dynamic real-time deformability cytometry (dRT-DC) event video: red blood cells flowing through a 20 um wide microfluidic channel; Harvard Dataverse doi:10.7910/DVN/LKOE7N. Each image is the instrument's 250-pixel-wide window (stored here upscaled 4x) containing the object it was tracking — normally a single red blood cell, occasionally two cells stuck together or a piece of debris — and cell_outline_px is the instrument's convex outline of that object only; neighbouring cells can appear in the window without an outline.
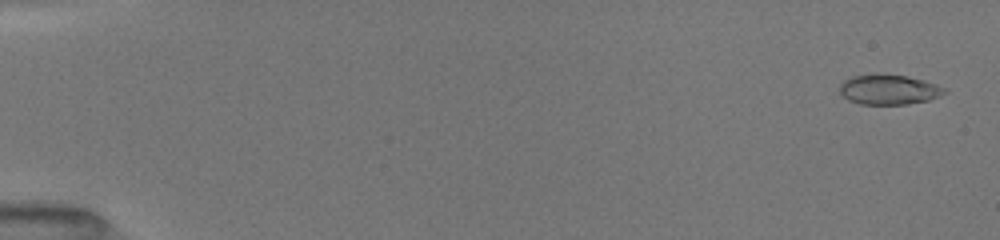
{"species": "common noctule bat (a hibernating species)", "species_latin": "Nyctalus noctula", "temperature_condition": "room temperature", "stored_images_in_passage": 52, "camera_frame_rate_fps": 3000, "um_per_image_px": 0.085, "animal": {"sex": "female", "body_mass_g": 19.5, "forearm_length_mm": 54.1}, "frame": {"image": 1, "passage_image": 2, "time_ms": 0.333, "image_size_px": [1000, 240], "cell_outline_px": [[948, 92], [940, 96], [928, 100], [908, 104], [860, 104], [848, 100], [840, 92], [840, 84], [844, 80], [852, 76], [880, 72], [908, 76], [924, 80], [948, 88]], "centroid_in_image_um": [75.58, 7.59], "position_along_channel_um": 9.4, "area_um2": 18.73}}
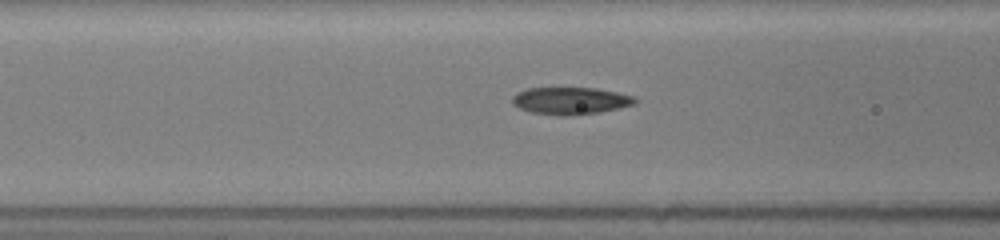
{"frame": {"image": 2, "passage_image": 22, "time_ms": 7.0, "image_size_px": [1000, 240], "cell_outline_px": [[640, 100], [636, 104], [620, 108], [600, 112], [564, 116], [556, 116], [532, 112], [520, 108], [512, 104], [512, 96], [528, 88], [596, 88], [636, 96]], "centroid_in_image_um": [48.55, 8.57], "position_along_channel_um": 118.0, "area_um2": 19.59}}
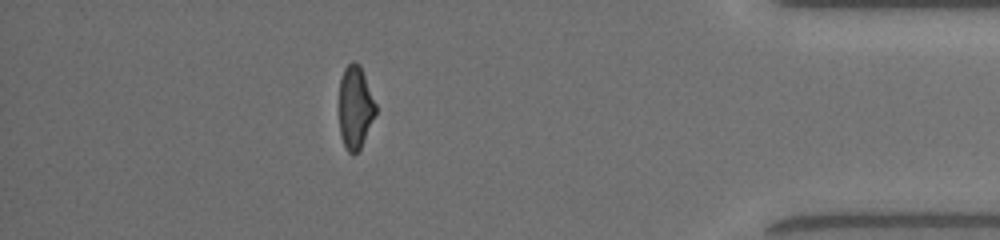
{"frame": {"image": 3, "passage_image": 46, "time_ms": 15.0, "image_size_px": [1000, 240], "cell_outline_px": [[376, 112], [360, 148], [352, 156], [348, 152], [344, 144], [340, 132], [340, 80], [344, 68], [352, 60], [356, 60], [360, 64], [376, 104]], "centroid_in_image_um": [30.19, 9.08], "position_along_channel_um": 405.0, "area_um2": 17.46}, "authors_computed_cell_mechanics": {"area_um2": 18.9295, "velocity_mm_per_s": 4.0473, "shape_relaxation_time_tau1_ms": 6.3052, "shape_relaxation_time_tau2_ms": 1.4044, "deformation_change_tau1": 0.2149, "deformation_change_tau2": 0.0789}}